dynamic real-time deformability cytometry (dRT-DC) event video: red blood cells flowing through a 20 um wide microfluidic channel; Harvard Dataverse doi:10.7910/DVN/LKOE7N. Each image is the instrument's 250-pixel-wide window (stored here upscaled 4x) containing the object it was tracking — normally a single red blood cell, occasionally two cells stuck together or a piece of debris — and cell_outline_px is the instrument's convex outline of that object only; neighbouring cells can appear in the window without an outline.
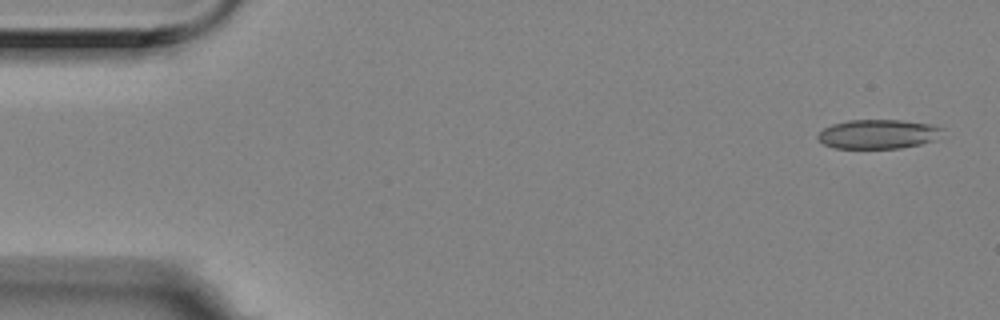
{"species": "Egyptian fruit bat (a non-hibernating species)", "species_latin": "Rousettus aegyptiacus", "temperature_condition": "room temperature", "stored_images_in_passage": 5, "camera_frame_rate_fps": 3000, "um_per_image_px": 0.085, "animal": {"sex": "female"}, "frame": {"image": 1, "passage_image": 1, "time_ms": 0.0, "image_size_px": [1000, 320], "cell_outline_px": [[944, 128], [936, 140], [920, 144], [900, 148], [832, 148], [824, 144], [816, 136], [824, 128], [832, 124], [848, 120], [904, 120], [932, 124]], "centroid_in_image_um": [74.66, 11.39], "position_along_channel_um": 10.3, "area_um2": 21.33}}